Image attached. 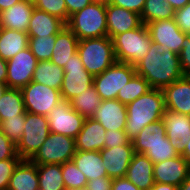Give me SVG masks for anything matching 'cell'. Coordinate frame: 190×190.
I'll list each match as a JSON object with an SVG mask.
<instances>
[{"instance_id":"obj_1","label":"cell","mask_w":190,"mask_h":190,"mask_svg":"<svg viewBox=\"0 0 190 190\" xmlns=\"http://www.w3.org/2000/svg\"><path fill=\"white\" fill-rule=\"evenodd\" d=\"M134 67L136 74L142 76L151 88L163 89L184 76L179 55L162 50L154 42L148 54Z\"/></svg>"},{"instance_id":"obj_2","label":"cell","mask_w":190,"mask_h":190,"mask_svg":"<svg viewBox=\"0 0 190 190\" xmlns=\"http://www.w3.org/2000/svg\"><path fill=\"white\" fill-rule=\"evenodd\" d=\"M166 105L162 89L151 88L144 95L126 105L125 132L130 141L150 123L162 120Z\"/></svg>"},{"instance_id":"obj_3","label":"cell","mask_w":190,"mask_h":190,"mask_svg":"<svg viewBox=\"0 0 190 190\" xmlns=\"http://www.w3.org/2000/svg\"><path fill=\"white\" fill-rule=\"evenodd\" d=\"M105 3L93 1L70 16L66 26L80 40L107 36Z\"/></svg>"},{"instance_id":"obj_4","label":"cell","mask_w":190,"mask_h":190,"mask_svg":"<svg viewBox=\"0 0 190 190\" xmlns=\"http://www.w3.org/2000/svg\"><path fill=\"white\" fill-rule=\"evenodd\" d=\"M77 52L83 66L93 77L116 62L113 41L108 36L80 40Z\"/></svg>"},{"instance_id":"obj_5","label":"cell","mask_w":190,"mask_h":190,"mask_svg":"<svg viewBox=\"0 0 190 190\" xmlns=\"http://www.w3.org/2000/svg\"><path fill=\"white\" fill-rule=\"evenodd\" d=\"M112 41L116 61L133 66L148 54L153 43L143 23L138 28L116 35Z\"/></svg>"},{"instance_id":"obj_6","label":"cell","mask_w":190,"mask_h":190,"mask_svg":"<svg viewBox=\"0 0 190 190\" xmlns=\"http://www.w3.org/2000/svg\"><path fill=\"white\" fill-rule=\"evenodd\" d=\"M24 132L16 144L17 154L22 160H30L50 134L45 115L25 112Z\"/></svg>"},{"instance_id":"obj_7","label":"cell","mask_w":190,"mask_h":190,"mask_svg":"<svg viewBox=\"0 0 190 190\" xmlns=\"http://www.w3.org/2000/svg\"><path fill=\"white\" fill-rule=\"evenodd\" d=\"M135 74L133 65L116 61L104 72L94 76L93 86L102 100L117 99L118 92Z\"/></svg>"},{"instance_id":"obj_8","label":"cell","mask_w":190,"mask_h":190,"mask_svg":"<svg viewBox=\"0 0 190 190\" xmlns=\"http://www.w3.org/2000/svg\"><path fill=\"white\" fill-rule=\"evenodd\" d=\"M75 139L59 133L50 132L46 141L30 161L36 165L63 164L75 155Z\"/></svg>"},{"instance_id":"obj_9","label":"cell","mask_w":190,"mask_h":190,"mask_svg":"<svg viewBox=\"0 0 190 190\" xmlns=\"http://www.w3.org/2000/svg\"><path fill=\"white\" fill-rule=\"evenodd\" d=\"M25 111L47 116L57 104L63 101L60 90L31 81L21 88Z\"/></svg>"},{"instance_id":"obj_10","label":"cell","mask_w":190,"mask_h":190,"mask_svg":"<svg viewBox=\"0 0 190 190\" xmlns=\"http://www.w3.org/2000/svg\"><path fill=\"white\" fill-rule=\"evenodd\" d=\"M64 76L60 90L62 99L69 102L93 85L94 77L85 69L78 52L63 68Z\"/></svg>"},{"instance_id":"obj_11","label":"cell","mask_w":190,"mask_h":190,"mask_svg":"<svg viewBox=\"0 0 190 190\" xmlns=\"http://www.w3.org/2000/svg\"><path fill=\"white\" fill-rule=\"evenodd\" d=\"M50 132L76 138L85 118L71 108L70 102L63 100L47 115Z\"/></svg>"},{"instance_id":"obj_12","label":"cell","mask_w":190,"mask_h":190,"mask_svg":"<svg viewBox=\"0 0 190 190\" xmlns=\"http://www.w3.org/2000/svg\"><path fill=\"white\" fill-rule=\"evenodd\" d=\"M152 42L156 43L162 50H170L179 55L182 44L187 34L183 33L174 18L152 21L146 24Z\"/></svg>"},{"instance_id":"obj_13","label":"cell","mask_w":190,"mask_h":190,"mask_svg":"<svg viewBox=\"0 0 190 190\" xmlns=\"http://www.w3.org/2000/svg\"><path fill=\"white\" fill-rule=\"evenodd\" d=\"M37 62L29 47L21 50L17 55L8 60L7 87L21 89L28 85L32 81Z\"/></svg>"},{"instance_id":"obj_14","label":"cell","mask_w":190,"mask_h":190,"mask_svg":"<svg viewBox=\"0 0 190 190\" xmlns=\"http://www.w3.org/2000/svg\"><path fill=\"white\" fill-rule=\"evenodd\" d=\"M100 153L107 176L116 179L126 176L127 169L135 152L132 141H129L123 146L103 148L100 150Z\"/></svg>"},{"instance_id":"obj_15","label":"cell","mask_w":190,"mask_h":190,"mask_svg":"<svg viewBox=\"0 0 190 190\" xmlns=\"http://www.w3.org/2000/svg\"><path fill=\"white\" fill-rule=\"evenodd\" d=\"M190 175V163L180 154L153 165L154 182L179 187Z\"/></svg>"},{"instance_id":"obj_16","label":"cell","mask_w":190,"mask_h":190,"mask_svg":"<svg viewBox=\"0 0 190 190\" xmlns=\"http://www.w3.org/2000/svg\"><path fill=\"white\" fill-rule=\"evenodd\" d=\"M162 121L170 144L181 152L190 140V115L166 109Z\"/></svg>"},{"instance_id":"obj_17","label":"cell","mask_w":190,"mask_h":190,"mask_svg":"<svg viewBox=\"0 0 190 190\" xmlns=\"http://www.w3.org/2000/svg\"><path fill=\"white\" fill-rule=\"evenodd\" d=\"M106 17L107 36L110 39L118 34L138 28L142 24L138 13L109 3L106 5Z\"/></svg>"},{"instance_id":"obj_18","label":"cell","mask_w":190,"mask_h":190,"mask_svg":"<svg viewBox=\"0 0 190 190\" xmlns=\"http://www.w3.org/2000/svg\"><path fill=\"white\" fill-rule=\"evenodd\" d=\"M105 130H125L127 121L126 105L117 99L102 100L93 117Z\"/></svg>"},{"instance_id":"obj_19","label":"cell","mask_w":190,"mask_h":190,"mask_svg":"<svg viewBox=\"0 0 190 190\" xmlns=\"http://www.w3.org/2000/svg\"><path fill=\"white\" fill-rule=\"evenodd\" d=\"M162 90L166 109L190 115V76H183Z\"/></svg>"},{"instance_id":"obj_20","label":"cell","mask_w":190,"mask_h":190,"mask_svg":"<svg viewBox=\"0 0 190 190\" xmlns=\"http://www.w3.org/2000/svg\"><path fill=\"white\" fill-rule=\"evenodd\" d=\"M105 128L94 118H85L82 129L75 138L76 150L100 151L105 144Z\"/></svg>"},{"instance_id":"obj_21","label":"cell","mask_w":190,"mask_h":190,"mask_svg":"<svg viewBox=\"0 0 190 190\" xmlns=\"http://www.w3.org/2000/svg\"><path fill=\"white\" fill-rule=\"evenodd\" d=\"M153 165L145 154L134 153L125 177L140 190H150L155 183Z\"/></svg>"},{"instance_id":"obj_22","label":"cell","mask_w":190,"mask_h":190,"mask_svg":"<svg viewBox=\"0 0 190 190\" xmlns=\"http://www.w3.org/2000/svg\"><path fill=\"white\" fill-rule=\"evenodd\" d=\"M34 8V5L21 0L0 12V28L27 32Z\"/></svg>"},{"instance_id":"obj_23","label":"cell","mask_w":190,"mask_h":190,"mask_svg":"<svg viewBox=\"0 0 190 190\" xmlns=\"http://www.w3.org/2000/svg\"><path fill=\"white\" fill-rule=\"evenodd\" d=\"M135 153L145 154L151 147L168 145L166 129L162 120L145 126L132 140Z\"/></svg>"},{"instance_id":"obj_24","label":"cell","mask_w":190,"mask_h":190,"mask_svg":"<svg viewBox=\"0 0 190 190\" xmlns=\"http://www.w3.org/2000/svg\"><path fill=\"white\" fill-rule=\"evenodd\" d=\"M65 26L57 17L34 8L27 33L29 37L56 36Z\"/></svg>"},{"instance_id":"obj_25","label":"cell","mask_w":190,"mask_h":190,"mask_svg":"<svg viewBox=\"0 0 190 190\" xmlns=\"http://www.w3.org/2000/svg\"><path fill=\"white\" fill-rule=\"evenodd\" d=\"M79 39L73 32L65 26L58 34H56L55 47L50 59L57 66L64 68L67 62L77 52Z\"/></svg>"},{"instance_id":"obj_26","label":"cell","mask_w":190,"mask_h":190,"mask_svg":"<svg viewBox=\"0 0 190 190\" xmlns=\"http://www.w3.org/2000/svg\"><path fill=\"white\" fill-rule=\"evenodd\" d=\"M39 188L37 165L21 160L15 167L7 190H36Z\"/></svg>"},{"instance_id":"obj_27","label":"cell","mask_w":190,"mask_h":190,"mask_svg":"<svg viewBox=\"0 0 190 190\" xmlns=\"http://www.w3.org/2000/svg\"><path fill=\"white\" fill-rule=\"evenodd\" d=\"M72 161L86 176L88 181L107 176L100 151L76 150L75 155L72 157Z\"/></svg>"},{"instance_id":"obj_28","label":"cell","mask_w":190,"mask_h":190,"mask_svg":"<svg viewBox=\"0 0 190 190\" xmlns=\"http://www.w3.org/2000/svg\"><path fill=\"white\" fill-rule=\"evenodd\" d=\"M29 43L27 32L0 28V58L8 61L21 50L26 49Z\"/></svg>"},{"instance_id":"obj_29","label":"cell","mask_w":190,"mask_h":190,"mask_svg":"<svg viewBox=\"0 0 190 190\" xmlns=\"http://www.w3.org/2000/svg\"><path fill=\"white\" fill-rule=\"evenodd\" d=\"M63 76V68L51 61H39L34 70L32 81L53 89L61 90Z\"/></svg>"},{"instance_id":"obj_30","label":"cell","mask_w":190,"mask_h":190,"mask_svg":"<svg viewBox=\"0 0 190 190\" xmlns=\"http://www.w3.org/2000/svg\"><path fill=\"white\" fill-rule=\"evenodd\" d=\"M25 107L20 89L7 88L0 97V119L17 117L24 114Z\"/></svg>"},{"instance_id":"obj_31","label":"cell","mask_w":190,"mask_h":190,"mask_svg":"<svg viewBox=\"0 0 190 190\" xmlns=\"http://www.w3.org/2000/svg\"><path fill=\"white\" fill-rule=\"evenodd\" d=\"M39 188L44 190H66L60 164L37 165Z\"/></svg>"},{"instance_id":"obj_32","label":"cell","mask_w":190,"mask_h":190,"mask_svg":"<svg viewBox=\"0 0 190 190\" xmlns=\"http://www.w3.org/2000/svg\"><path fill=\"white\" fill-rule=\"evenodd\" d=\"M71 108L77 111L84 118H91L95 114L98 106L102 103V99L92 85L85 92L75 96L70 101Z\"/></svg>"},{"instance_id":"obj_33","label":"cell","mask_w":190,"mask_h":190,"mask_svg":"<svg viewBox=\"0 0 190 190\" xmlns=\"http://www.w3.org/2000/svg\"><path fill=\"white\" fill-rule=\"evenodd\" d=\"M175 10L167 0H146L140 15L143 24L174 18Z\"/></svg>"},{"instance_id":"obj_34","label":"cell","mask_w":190,"mask_h":190,"mask_svg":"<svg viewBox=\"0 0 190 190\" xmlns=\"http://www.w3.org/2000/svg\"><path fill=\"white\" fill-rule=\"evenodd\" d=\"M150 89L151 87L148 82L142 76L135 74L123 89L118 92L117 100L127 105L144 95Z\"/></svg>"},{"instance_id":"obj_35","label":"cell","mask_w":190,"mask_h":190,"mask_svg":"<svg viewBox=\"0 0 190 190\" xmlns=\"http://www.w3.org/2000/svg\"><path fill=\"white\" fill-rule=\"evenodd\" d=\"M56 36L29 37L28 47L37 61H50L55 47Z\"/></svg>"},{"instance_id":"obj_36","label":"cell","mask_w":190,"mask_h":190,"mask_svg":"<svg viewBox=\"0 0 190 190\" xmlns=\"http://www.w3.org/2000/svg\"><path fill=\"white\" fill-rule=\"evenodd\" d=\"M61 169L66 190L87 186L88 180L86 176L76 167L72 160L61 164Z\"/></svg>"},{"instance_id":"obj_37","label":"cell","mask_w":190,"mask_h":190,"mask_svg":"<svg viewBox=\"0 0 190 190\" xmlns=\"http://www.w3.org/2000/svg\"><path fill=\"white\" fill-rule=\"evenodd\" d=\"M24 123L25 113L17 115V117L6 118L3 122H1L0 129L9 140L17 144L23 135Z\"/></svg>"},{"instance_id":"obj_38","label":"cell","mask_w":190,"mask_h":190,"mask_svg":"<svg viewBox=\"0 0 190 190\" xmlns=\"http://www.w3.org/2000/svg\"><path fill=\"white\" fill-rule=\"evenodd\" d=\"M34 6L38 10L57 17L65 24L68 23L67 7L64 0H38Z\"/></svg>"},{"instance_id":"obj_39","label":"cell","mask_w":190,"mask_h":190,"mask_svg":"<svg viewBox=\"0 0 190 190\" xmlns=\"http://www.w3.org/2000/svg\"><path fill=\"white\" fill-rule=\"evenodd\" d=\"M180 152L174 148L168 139V145H157L151 147L145 155L153 162V164L177 157Z\"/></svg>"},{"instance_id":"obj_40","label":"cell","mask_w":190,"mask_h":190,"mask_svg":"<svg viewBox=\"0 0 190 190\" xmlns=\"http://www.w3.org/2000/svg\"><path fill=\"white\" fill-rule=\"evenodd\" d=\"M21 160L6 159L0 161V190H7L13 171Z\"/></svg>"},{"instance_id":"obj_41","label":"cell","mask_w":190,"mask_h":190,"mask_svg":"<svg viewBox=\"0 0 190 190\" xmlns=\"http://www.w3.org/2000/svg\"><path fill=\"white\" fill-rule=\"evenodd\" d=\"M21 159L17 154L16 144L9 140L0 129V161Z\"/></svg>"},{"instance_id":"obj_42","label":"cell","mask_w":190,"mask_h":190,"mask_svg":"<svg viewBox=\"0 0 190 190\" xmlns=\"http://www.w3.org/2000/svg\"><path fill=\"white\" fill-rule=\"evenodd\" d=\"M129 141L125 130H107L105 133L104 148L123 146Z\"/></svg>"},{"instance_id":"obj_43","label":"cell","mask_w":190,"mask_h":190,"mask_svg":"<svg viewBox=\"0 0 190 190\" xmlns=\"http://www.w3.org/2000/svg\"><path fill=\"white\" fill-rule=\"evenodd\" d=\"M174 19L179 29L189 35L190 34V2L183 8L175 10Z\"/></svg>"},{"instance_id":"obj_44","label":"cell","mask_w":190,"mask_h":190,"mask_svg":"<svg viewBox=\"0 0 190 190\" xmlns=\"http://www.w3.org/2000/svg\"><path fill=\"white\" fill-rule=\"evenodd\" d=\"M179 59L184 76H190V34L184 38Z\"/></svg>"},{"instance_id":"obj_45","label":"cell","mask_w":190,"mask_h":190,"mask_svg":"<svg viewBox=\"0 0 190 190\" xmlns=\"http://www.w3.org/2000/svg\"><path fill=\"white\" fill-rule=\"evenodd\" d=\"M146 0H109L108 3L141 15Z\"/></svg>"},{"instance_id":"obj_46","label":"cell","mask_w":190,"mask_h":190,"mask_svg":"<svg viewBox=\"0 0 190 190\" xmlns=\"http://www.w3.org/2000/svg\"><path fill=\"white\" fill-rule=\"evenodd\" d=\"M112 181L113 179L108 176L98 177L88 181L86 187L88 190H111Z\"/></svg>"},{"instance_id":"obj_47","label":"cell","mask_w":190,"mask_h":190,"mask_svg":"<svg viewBox=\"0 0 190 190\" xmlns=\"http://www.w3.org/2000/svg\"><path fill=\"white\" fill-rule=\"evenodd\" d=\"M66 2L68 21L71 15L91 4L93 0H64Z\"/></svg>"},{"instance_id":"obj_48","label":"cell","mask_w":190,"mask_h":190,"mask_svg":"<svg viewBox=\"0 0 190 190\" xmlns=\"http://www.w3.org/2000/svg\"><path fill=\"white\" fill-rule=\"evenodd\" d=\"M111 190H140L132 182H130L126 177L116 178L112 181Z\"/></svg>"},{"instance_id":"obj_49","label":"cell","mask_w":190,"mask_h":190,"mask_svg":"<svg viewBox=\"0 0 190 190\" xmlns=\"http://www.w3.org/2000/svg\"><path fill=\"white\" fill-rule=\"evenodd\" d=\"M150 190H178V187L174 186L172 184H165V183H157V182H155Z\"/></svg>"},{"instance_id":"obj_50","label":"cell","mask_w":190,"mask_h":190,"mask_svg":"<svg viewBox=\"0 0 190 190\" xmlns=\"http://www.w3.org/2000/svg\"><path fill=\"white\" fill-rule=\"evenodd\" d=\"M7 79V61L0 58V82L6 83Z\"/></svg>"},{"instance_id":"obj_51","label":"cell","mask_w":190,"mask_h":190,"mask_svg":"<svg viewBox=\"0 0 190 190\" xmlns=\"http://www.w3.org/2000/svg\"><path fill=\"white\" fill-rule=\"evenodd\" d=\"M174 10L183 8L190 0H167Z\"/></svg>"},{"instance_id":"obj_52","label":"cell","mask_w":190,"mask_h":190,"mask_svg":"<svg viewBox=\"0 0 190 190\" xmlns=\"http://www.w3.org/2000/svg\"><path fill=\"white\" fill-rule=\"evenodd\" d=\"M21 0H0V12L9 9Z\"/></svg>"},{"instance_id":"obj_53","label":"cell","mask_w":190,"mask_h":190,"mask_svg":"<svg viewBox=\"0 0 190 190\" xmlns=\"http://www.w3.org/2000/svg\"><path fill=\"white\" fill-rule=\"evenodd\" d=\"M180 155L183 156L190 163V140L186 146L180 152Z\"/></svg>"},{"instance_id":"obj_54","label":"cell","mask_w":190,"mask_h":190,"mask_svg":"<svg viewBox=\"0 0 190 190\" xmlns=\"http://www.w3.org/2000/svg\"><path fill=\"white\" fill-rule=\"evenodd\" d=\"M178 190H190V175L181 183Z\"/></svg>"},{"instance_id":"obj_55","label":"cell","mask_w":190,"mask_h":190,"mask_svg":"<svg viewBox=\"0 0 190 190\" xmlns=\"http://www.w3.org/2000/svg\"><path fill=\"white\" fill-rule=\"evenodd\" d=\"M7 85L6 83L0 82V97L3 95V93L5 92V90L7 89Z\"/></svg>"},{"instance_id":"obj_56","label":"cell","mask_w":190,"mask_h":190,"mask_svg":"<svg viewBox=\"0 0 190 190\" xmlns=\"http://www.w3.org/2000/svg\"><path fill=\"white\" fill-rule=\"evenodd\" d=\"M24 1H26L32 5H35L38 2V0H24Z\"/></svg>"},{"instance_id":"obj_57","label":"cell","mask_w":190,"mask_h":190,"mask_svg":"<svg viewBox=\"0 0 190 190\" xmlns=\"http://www.w3.org/2000/svg\"><path fill=\"white\" fill-rule=\"evenodd\" d=\"M93 1L108 4L109 0H93Z\"/></svg>"},{"instance_id":"obj_58","label":"cell","mask_w":190,"mask_h":190,"mask_svg":"<svg viewBox=\"0 0 190 190\" xmlns=\"http://www.w3.org/2000/svg\"><path fill=\"white\" fill-rule=\"evenodd\" d=\"M71 190H88L87 187H82V188H75V189H71Z\"/></svg>"}]
</instances>
